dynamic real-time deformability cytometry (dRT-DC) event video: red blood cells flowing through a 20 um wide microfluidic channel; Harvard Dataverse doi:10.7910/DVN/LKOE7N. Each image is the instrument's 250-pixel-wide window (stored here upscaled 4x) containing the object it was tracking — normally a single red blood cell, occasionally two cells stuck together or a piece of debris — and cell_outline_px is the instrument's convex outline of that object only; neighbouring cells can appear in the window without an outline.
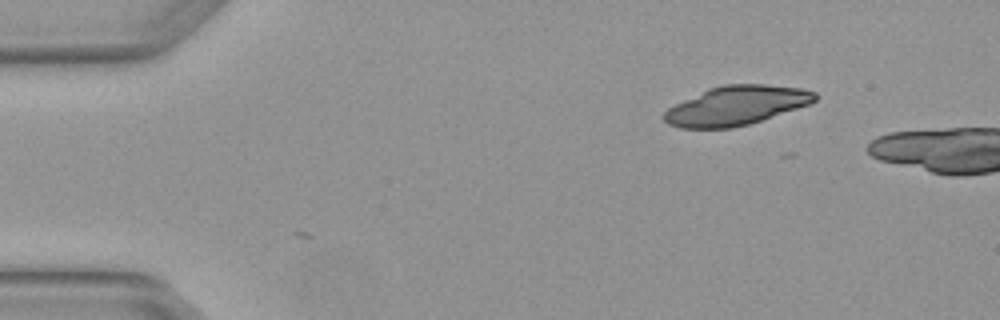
{"species": "Egyptian fruit bat (a non-hibernating species)", "species_latin": "Rousettus aegyptiacus", "temperature_condition": "warm", "stored_images_in_passage": 2, "camera_frame_rate_fps": 3000, "um_per_image_px": 0.085, "animal": {"sex": "female"}, "frame": {"image": 1, "passage_image": 2, "time_ms": 0.333, "image_size_px": [1000, 320], "cell_outline_px": [[816, 100], [808, 104], [748, 124], [732, 128], [680, 128], [668, 124], [660, 116], [668, 108], [708, 88], [724, 84], [764, 84], [800, 88], [816, 92]], "centroid_in_image_um": [62.53, 8.97], "position_along_channel_um": 22.5, "area_um2": 34.04}}